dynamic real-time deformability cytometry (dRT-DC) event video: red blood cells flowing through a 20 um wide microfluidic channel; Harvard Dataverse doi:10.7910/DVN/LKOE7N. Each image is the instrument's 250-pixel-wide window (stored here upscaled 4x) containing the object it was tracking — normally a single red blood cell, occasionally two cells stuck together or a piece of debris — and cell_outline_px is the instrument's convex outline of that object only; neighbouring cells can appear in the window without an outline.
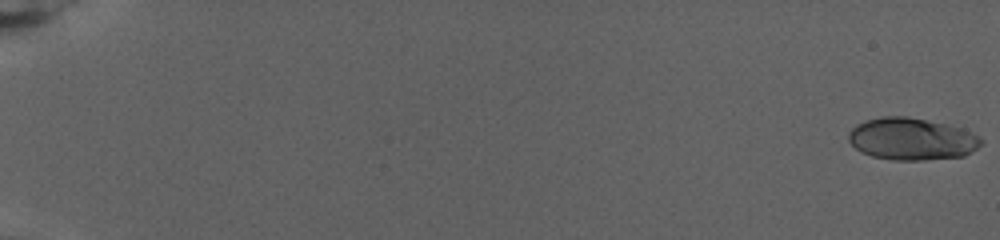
{"species": "human", "species_latin": "Homo sapiens", "temperature_condition": "warm", "stored_images_in_passage": 82, "camera_frame_rate_fps": 3000, "um_per_image_px": 0.085, "donor": {"sex": "female"}, "frame": {"image": 1, "passage_image": 1, "time_ms": 0.0, "image_size_px": [1000, 240], "cell_outline_px": [[984, 140], [976, 148], [964, 156], [924, 160], [892, 160], [872, 156], [860, 152], [848, 140], [848, 132], [856, 124], [868, 120], [884, 116], [908, 116], [964, 128]], "centroid_in_image_um": [77.48, 11.81], "position_along_channel_um": 7.5, "area_um2": 32.54}}
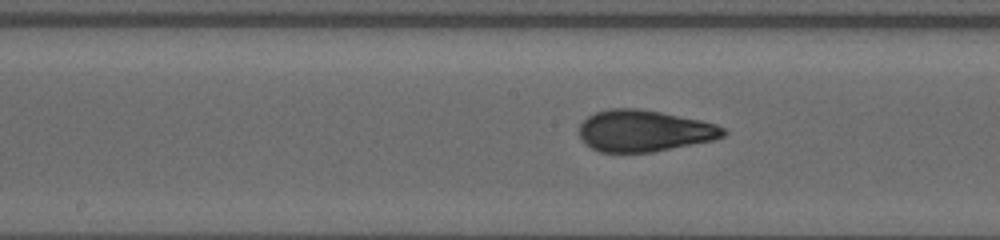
{"frame": {"image": 2, "passage_image": 46, "time_ms": 15.0, "image_size_px": [1000, 240], "cell_outline_px": [[728, 132], [724, 136], [712, 140], [652, 152], [600, 152], [584, 144], [580, 140], [580, 124], [588, 116], [596, 112], [608, 108], [640, 108], [700, 120], [716, 124], [724, 128]], "centroid_in_image_um": [54.73, 11.12], "position_along_channel_um": 193.5, "area_um2": 34.85}}
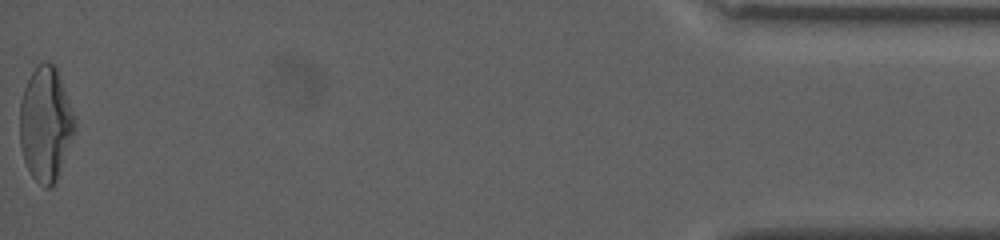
{"frame": {"image": 3, "passage_image": 82, "time_ms": 27.0, "image_size_px": [1000, 240], "cell_outline_px": [[76, 132], [56, 176], [52, 184], [48, 188], [44, 188], [32, 176], [24, 160], [20, 144], [20, 100], [24, 88], [32, 72], [40, 64], [48, 60], [56, 68], [60, 76], [76, 124]], "centroid_in_image_um": [3.86, 10.52], "position_along_channel_um": 431.3, "area_um2": 35.95}, "authors_computed_cell_mechanics": {"area_um2": 33.4373, "velocity_mm_per_s": 2.6693, "shape_relaxation_time_tau1_ms": null, "shape_relaxation_time_tau2_ms": 1.1224, "deformation_change_tau1": null, "deformation_change_tau2": 0.0714}}